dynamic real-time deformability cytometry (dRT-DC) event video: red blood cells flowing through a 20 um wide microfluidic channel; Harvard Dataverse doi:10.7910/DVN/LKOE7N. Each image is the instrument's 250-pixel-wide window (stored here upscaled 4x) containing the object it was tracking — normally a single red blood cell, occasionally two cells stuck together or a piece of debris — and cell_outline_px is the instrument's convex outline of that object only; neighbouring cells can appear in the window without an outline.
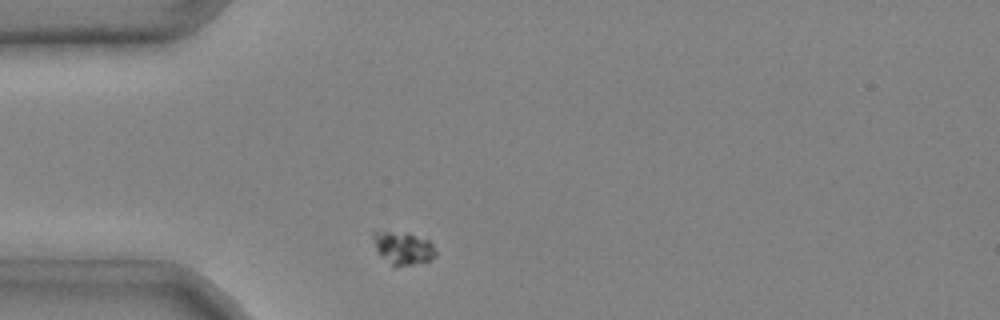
{"species": "common noctule bat (a hibernating species)", "species_latin": "Nyctalus noctula", "temperature_condition": "cold", "stored_images_in_passage": 1, "camera_frame_rate_fps": 3000, "um_per_image_px": 0.085, "animal": {"sex": "male", "body_mass_g": 20.4}, "frame": {"image": 1, "passage_image": 1, "time_ms": 0.0, "image_size_px": [1000, 320], "cell_outline_px": [[436, 256], [428, 260], [396, 268], [392, 268], [376, 248], [372, 236], [372, 232], [408, 232], [428, 240], [432, 244], [436, 252]], "centroid_in_image_um": [34.26, 21.1], "position_along_channel_um": 50.7, "area_um2": 11.91}}